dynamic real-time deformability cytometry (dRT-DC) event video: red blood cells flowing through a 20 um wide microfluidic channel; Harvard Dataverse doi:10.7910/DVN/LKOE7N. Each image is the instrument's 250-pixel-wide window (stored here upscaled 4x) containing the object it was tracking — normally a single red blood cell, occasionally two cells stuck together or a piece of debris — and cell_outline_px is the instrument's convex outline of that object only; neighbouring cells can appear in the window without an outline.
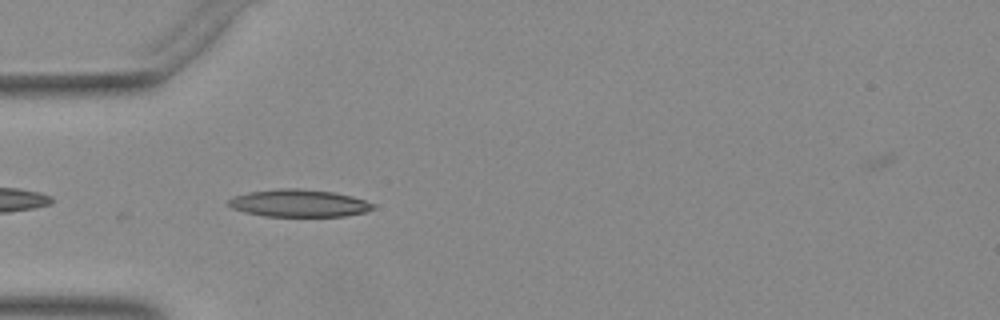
{"species": "Egyptian fruit bat (a non-hibernating species)", "species_latin": "Rousettus aegyptiacus", "temperature_condition": "warm", "stored_images_in_passage": 6, "camera_frame_rate_fps": 3000, "um_per_image_px": 0.085, "animal": {"sex": "female"}, "frame": {"image": 1, "passage_image": 2, "time_ms": 0.333, "image_size_px": [1000, 320], "cell_outline_px": [[376, 208], [364, 212], [344, 216], [264, 216], [244, 212], [232, 208], [228, 204], [228, 200], [232, 196], [248, 192], [280, 188], [300, 188], [332, 192], [352, 196], [376, 204]], "centroid_in_image_um": [25.4, 17.27], "position_along_channel_um": 59.6, "area_um2": 23.18}}